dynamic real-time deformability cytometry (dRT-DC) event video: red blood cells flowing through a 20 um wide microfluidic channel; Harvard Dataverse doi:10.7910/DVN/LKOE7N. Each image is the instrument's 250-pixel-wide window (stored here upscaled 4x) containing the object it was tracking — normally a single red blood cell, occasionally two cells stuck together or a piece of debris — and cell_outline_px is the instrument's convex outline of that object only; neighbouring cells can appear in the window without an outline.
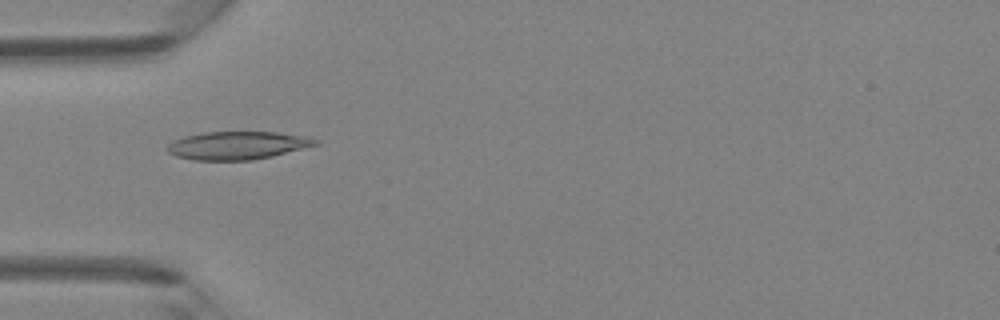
{"species": "Egyptian fruit bat (a non-hibernating species)", "species_latin": "Rousettus aegyptiacus", "temperature_condition": "room temperature", "stored_images_in_passage": 5, "camera_frame_rate_fps": 3000, "um_per_image_px": 0.085, "animal": {"sex": "female"}, "frame": {"image": 1, "passage_image": 5, "time_ms": 4.667, "image_size_px": [1000, 320], "cell_outline_px": [[320, 144], [272, 156], [252, 160], [196, 160], [176, 156], [168, 152], [164, 148], [172, 140], [184, 136], [204, 132], [276, 132], [312, 136], [320, 140]], "centroid_in_image_um": [20.21, 12.35], "position_along_channel_um": 64.8, "area_um2": 24.51}}